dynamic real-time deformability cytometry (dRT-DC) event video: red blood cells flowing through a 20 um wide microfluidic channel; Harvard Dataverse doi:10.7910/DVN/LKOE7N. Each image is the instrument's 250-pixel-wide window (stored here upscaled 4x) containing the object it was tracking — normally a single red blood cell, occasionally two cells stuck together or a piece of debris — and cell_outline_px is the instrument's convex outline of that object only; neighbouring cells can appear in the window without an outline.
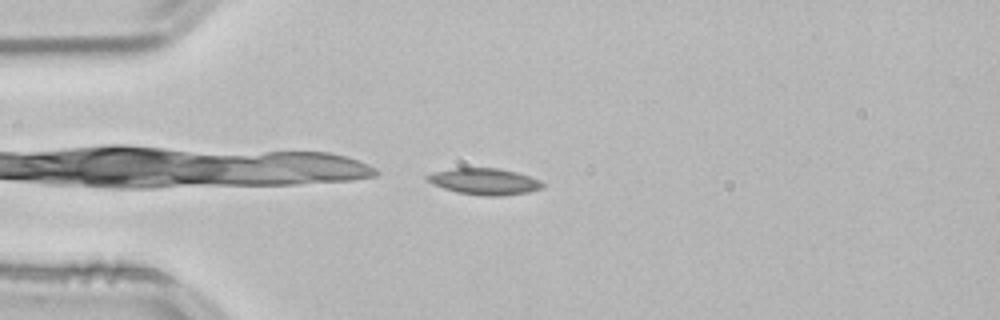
{"species": "common noctule bat (a hibernating species)", "species_latin": "Nyctalus noctula", "temperature_condition": "room temperature", "stored_images_in_passage": 41, "camera_frame_rate_fps": 3000, "um_per_image_px": 0.085, "animal": {"sex": "male", "body_mass_g": 21.5, "forearm_length_mm": 52.0}, "frame": {"image": 1, "passage_image": 1, "time_ms": 0.0, "image_size_px": [1000, 320], "cell_outline_px": [[544, 188], [528, 192], [500, 196], [484, 196], [456, 192], [444, 188], [428, 180], [424, 176], [436, 172], [452, 168], [496, 168], [516, 172], [540, 180], [544, 184]], "centroid_in_image_um": [41.22, 15.43], "position_along_channel_um": 43.8, "area_um2": 17.51}}
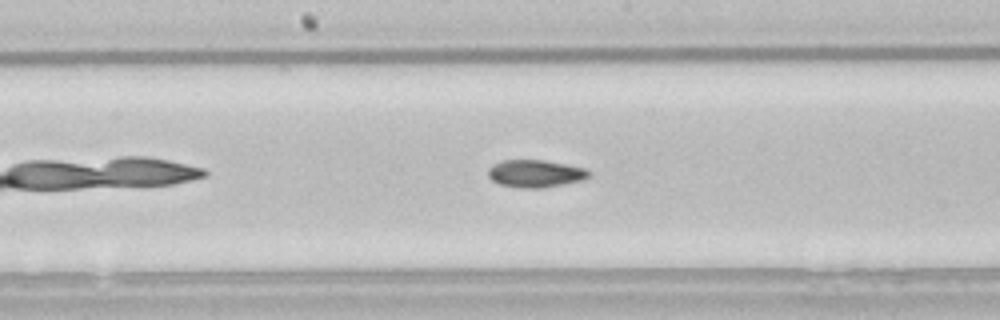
{"frame": {"image": 2, "passage_image": 15, "time_ms": 4.667, "image_size_px": [1000, 320], "cell_outline_px": [[588, 176], [584, 180], [540, 188], [520, 188], [500, 184], [492, 180], [488, 176], [488, 168], [492, 164], [504, 160], [544, 160], [584, 168], [588, 172]], "centroid_in_image_um": [45.45, 14.75], "position_along_channel_um": 202.7, "area_um2": 15.95}}
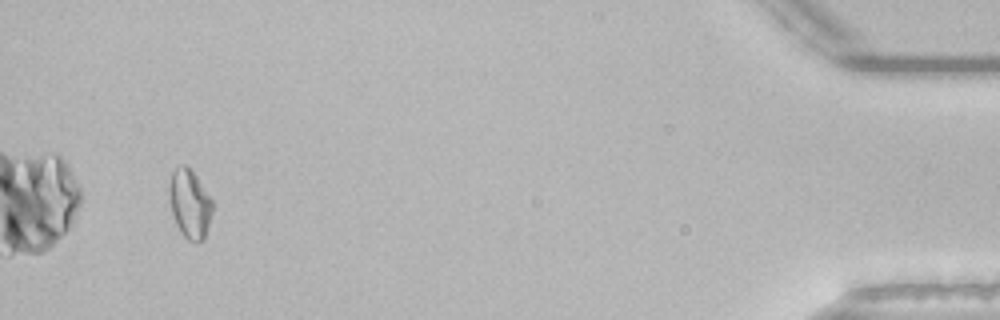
{"frame": {"image": 3, "passage_image": 38, "time_ms": 12.333, "image_size_px": [1000, 320], "cell_outline_px": [[212, 212], [204, 240], [188, 240], [180, 232], [176, 224], [172, 212], [168, 188], [172, 172], [180, 164], [184, 164], [196, 176], [212, 200]], "centroid_in_image_um": [16.12, 17.32], "position_along_channel_um": 419.1, "area_um2": 16.99}, "authors_computed_cell_mechanics": {"area_um2": 16.4152, "velocity_mm_per_s": 3.8352, "shape_relaxation_time_tau1_ms": 8.0054, "shape_relaxation_time_tau2_ms": 6.4774, "deformation_change_tau1": 0.1577, "deformation_change_tau2": 0.1348}}